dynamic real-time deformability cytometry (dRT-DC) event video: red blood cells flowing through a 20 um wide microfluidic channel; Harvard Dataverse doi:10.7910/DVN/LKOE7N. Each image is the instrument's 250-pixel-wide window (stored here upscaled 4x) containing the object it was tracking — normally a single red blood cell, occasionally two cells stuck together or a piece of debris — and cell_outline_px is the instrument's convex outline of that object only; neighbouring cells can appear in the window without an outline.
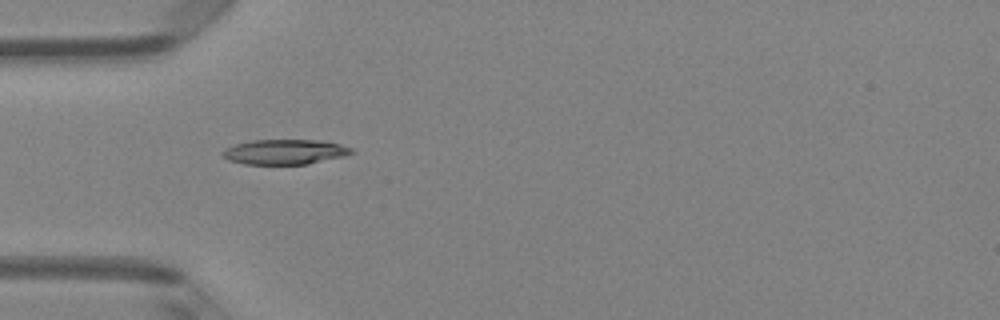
{"species": "Egyptian fruit bat (a non-hibernating species)", "species_latin": "Rousettus aegyptiacus", "temperature_condition": "room temperature", "stored_images_in_passage": 5, "camera_frame_rate_fps": 3000, "um_per_image_px": 0.085, "animal": {"sex": "female"}, "frame": {"image": 1, "passage_image": 5, "time_ms": 4.667, "image_size_px": [1000, 320], "cell_outline_px": [[356, 152], [344, 156], [308, 164], [244, 164], [228, 160], [220, 152], [224, 148], [236, 144], [252, 140], [316, 140], [340, 144], [352, 148]], "centroid_in_image_um": [24.2, 12.91], "position_along_channel_um": 60.8, "area_um2": 18.79}}